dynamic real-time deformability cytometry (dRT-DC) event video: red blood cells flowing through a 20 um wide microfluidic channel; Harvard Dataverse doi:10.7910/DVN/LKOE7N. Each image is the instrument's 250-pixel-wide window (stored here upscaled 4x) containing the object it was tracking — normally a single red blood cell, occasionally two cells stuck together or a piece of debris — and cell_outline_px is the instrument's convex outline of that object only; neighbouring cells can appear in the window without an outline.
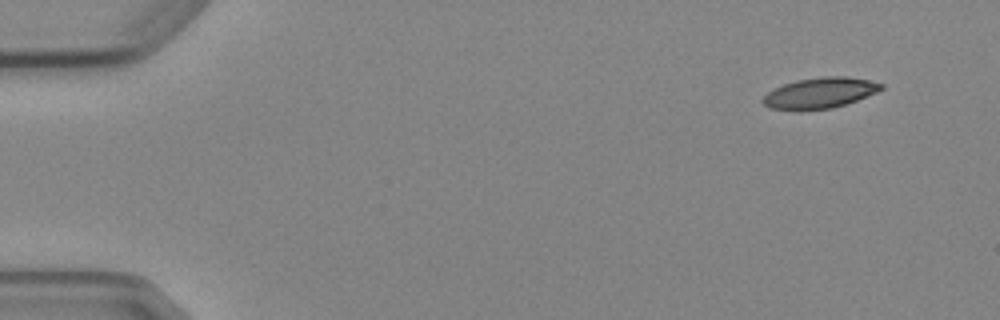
{"species": "Egyptian fruit bat (a non-hibernating species)", "species_latin": "Rousettus aegyptiacus", "temperature_condition": "cold", "stored_images_in_passage": 5, "camera_frame_rate_fps": 3000, "um_per_image_px": 0.085, "animal": {"sex": "female"}, "frame": {"image": 1, "passage_image": 1, "time_ms": 0.0, "image_size_px": [1000, 320], "cell_outline_px": [[884, 88], [876, 92], [856, 100], [832, 108], [800, 112], [768, 108], [760, 100], [768, 92], [784, 84], [796, 80], [820, 76], [844, 76], [868, 80], [884, 84]], "centroid_in_image_um": [69.64, 7.92], "position_along_channel_um": 15.4, "area_um2": 21.44}}
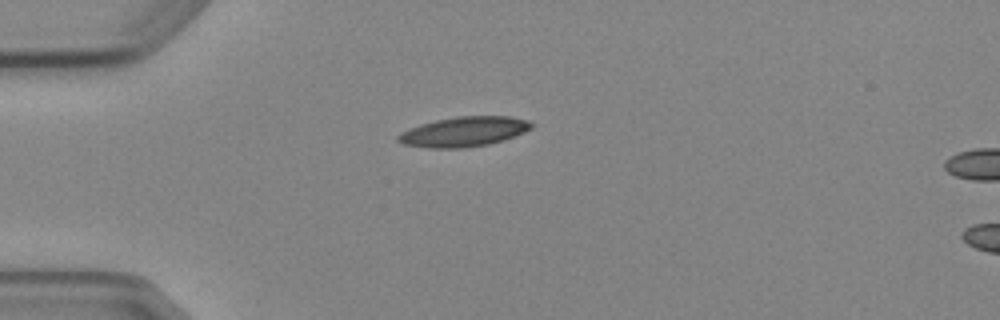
{"frame": {"image": 2, "passage_image": 3, "time_ms": 3.333, "image_size_px": [1000, 320], "cell_outline_px": [[536, 124], [532, 128], [524, 132], [504, 140], [488, 144], [464, 148], [428, 148], [404, 144], [396, 140], [396, 136], [400, 132], [420, 124], [436, 120], [456, 116], [508, 116], [528, 120]], "centroid_in_image_um": [39.43, 11.19], "position_along_channel_um": 45.6, "area_um2": 23.35}}
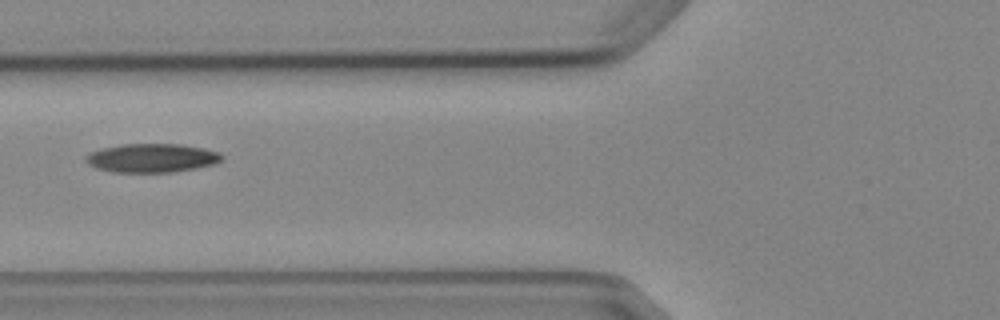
{"frame": {"image": 3, "passage_image": 5, "time_ms": 5.667, "image_size_px": [1000, 320], "cell_outline_px": [[224, 160], [212, 164], [196, 168], [172, 172], [112, 172], [96, 168], [88, 164], [84, 160], [84, 156], [92, 152], [104, 148], [120, 144], [180, 144], [204, 148], [220, 152], [224, 156]], "centroid_in_image_um": [12.92, 13.43], "position_along_channel_um": 112.9, "area_um2": 22.89}}